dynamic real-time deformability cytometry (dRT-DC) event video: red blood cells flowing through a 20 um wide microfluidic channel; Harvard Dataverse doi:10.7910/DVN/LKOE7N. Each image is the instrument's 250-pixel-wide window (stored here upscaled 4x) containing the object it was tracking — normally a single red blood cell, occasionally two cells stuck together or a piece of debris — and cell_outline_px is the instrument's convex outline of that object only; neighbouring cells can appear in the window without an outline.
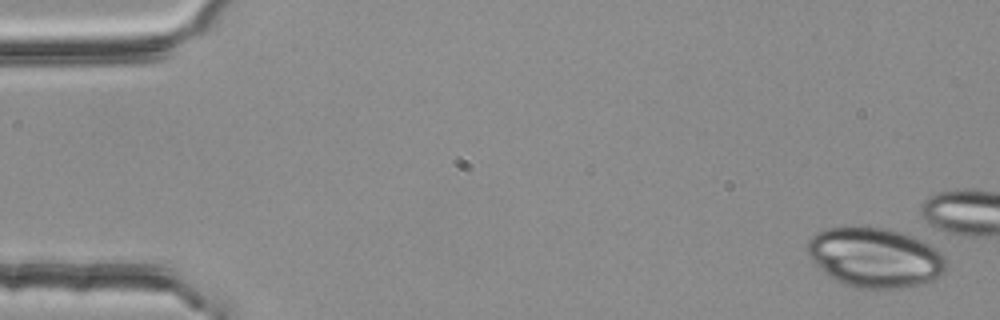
{"species": "common noctule bat (a hibernating species)", "species_latin": "Nyctalus noctula", "temperature_condition": "room temperature", "stored_images_in_passage": 4, "camera_frame_rate_fps": 3000, "um_per_image_px": 0.085, "animal": {"sex": "female", "body_mass_g": 25.1}, "frame": {"image": 1, "passage_image": 1, "time_ms": 0.0, "image_size_px": [1000, 320], "cell_outline_px": [[944, 272], [928, 284], [900, 288], [856, 288], [844, 284], [836, 280], [824, 272], [812, 260], [808, 252], [808, 240], [816, 232], [824, 228], [848, 224], [868, 224], [888, 228], [912, 236], [936, 248], [944, 256]], "centroid_in_image_um": [74.35, 21.84], "position_along_channel_um": 10.7, "area_um2": 49.13}}